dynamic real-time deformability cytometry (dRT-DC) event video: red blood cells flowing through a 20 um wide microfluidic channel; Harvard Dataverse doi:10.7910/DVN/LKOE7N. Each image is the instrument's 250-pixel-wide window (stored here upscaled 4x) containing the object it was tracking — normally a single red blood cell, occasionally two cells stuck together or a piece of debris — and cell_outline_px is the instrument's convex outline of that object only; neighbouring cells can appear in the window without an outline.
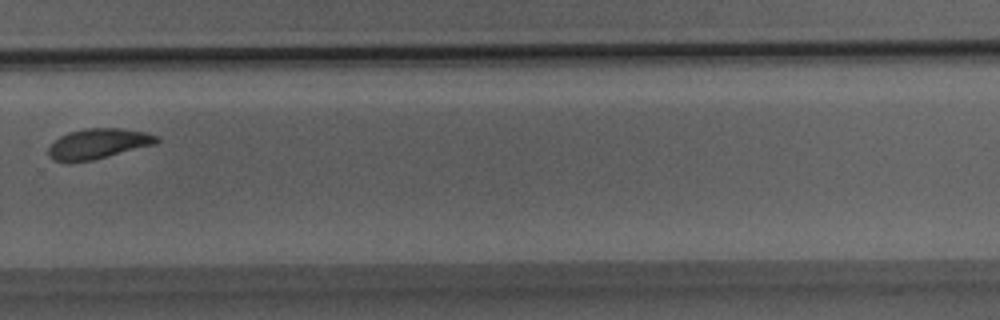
{"species": "Egyptian fruit bat (a non-hibernating species)", "species_latin": "Rousettus aegyptiacus", "temperature_condition": "room temperature", "stored_images_in_passage": 24, "camera_frame_rate_fps": 3000, "um_per_image_px": 0.085, "animal": {"sex": "male"}, "frame": {"image": 1, "passage_image": 20, "time_ms": 6.333, "image_size_px": [1000, 320], "cell_outline_px": [[160, 140], [156, 144], [92, 160], [64, 164], [52, 160], [48, 156], [48, 148], [60, 136], [68, 132], [88, 128], [124, 128], [144, 132], [160, 136]], "centroid_in_image_um": [8.32, 12.23], "position_along_channel_um": 321.5, "area_um2": 19.36}}
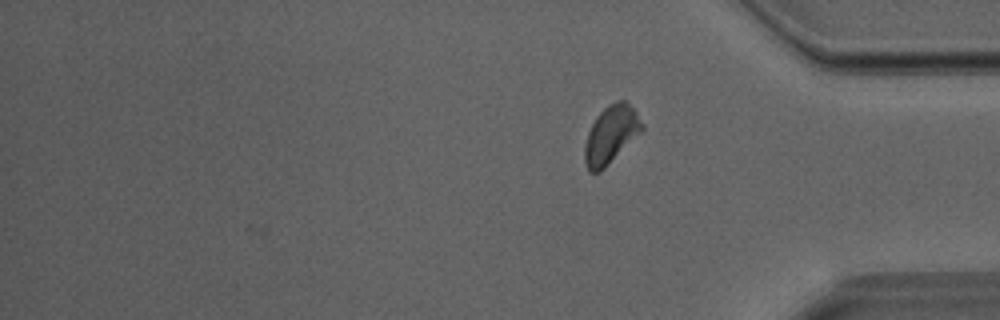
{"frame": {"image": 2, "passage_image": 24, "time_ms": 7.667, "image_size_px": [1000, 320], "cell_outline_px": [[644, 128], [600, 172], [588, 172], [584, 160], [584, 144], [588, 132], [596, 116], [608, 104], [616, 100], [624, 100], [636, 112], [644, 124]], "centroid_in_image_um": [51.9, 11.43], "position_along_channel_um": 383.3, "area_um2": 19.02}}